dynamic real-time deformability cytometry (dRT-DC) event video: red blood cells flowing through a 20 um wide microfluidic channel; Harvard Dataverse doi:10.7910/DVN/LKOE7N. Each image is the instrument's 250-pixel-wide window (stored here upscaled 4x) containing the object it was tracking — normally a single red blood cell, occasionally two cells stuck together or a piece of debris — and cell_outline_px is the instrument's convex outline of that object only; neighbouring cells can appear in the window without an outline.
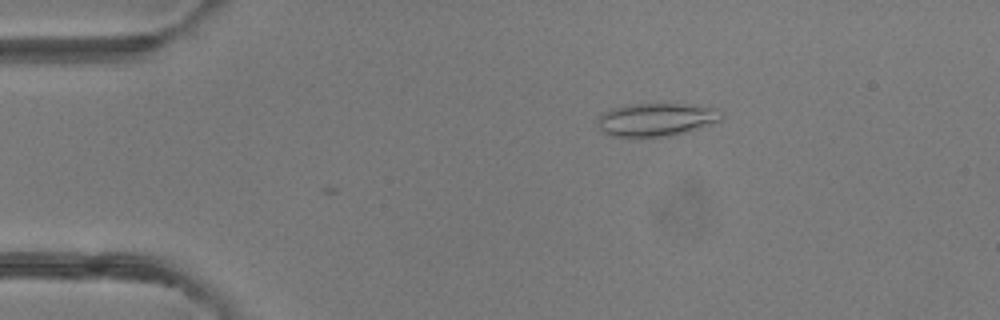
{"species": "common noctule bat (a hibernating species)", "species_latin": "Nyctalus noctula", "temperature_condition": "room temperature", "stored_images_in_passage": 3, "camera_frame_rate_fps": 3000, "um_per_image_px": 0.085, "animal": {"sex": "female"}, "frame": {"image": 1, "passage_image": 3, "time_ms": 2.333, "image_size_px": [1000, 320], "cell_outline_px": [[724, 116], [720, 120], [684, 132], [668, 136], [640, 140], [636, 140], [608, 136], [600, 128], [600, 116], [604, 112], [612, 108], [628, 104], [684, 104], [720, 108]], "centroid_in_image_um": [55.75, 10.2], "position_along_channel_um": 29.2, "area_um2": 24.39}}